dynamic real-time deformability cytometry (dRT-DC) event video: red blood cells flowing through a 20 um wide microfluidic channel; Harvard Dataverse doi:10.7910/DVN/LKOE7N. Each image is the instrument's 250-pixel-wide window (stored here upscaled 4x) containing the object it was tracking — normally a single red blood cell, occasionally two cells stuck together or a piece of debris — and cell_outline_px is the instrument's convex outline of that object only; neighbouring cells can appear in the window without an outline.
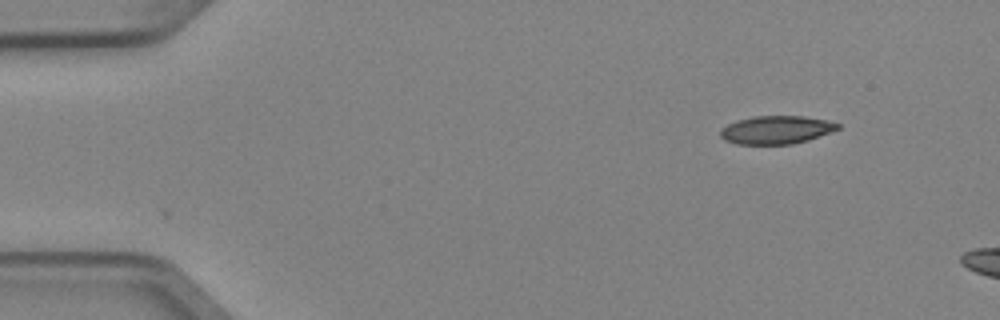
{"species": "Egyptian fruit bat (a non-hibernating species)", "species_latin": "Rousettus aegyptiacus", "temperature_condition": "cold", "stored_images_in_passage": 4, "camera_frame_rate_fps": 3000, "um_per_image_px": 0.085, "animal": {"sex": "female"}, "frame": {"image": 1, "passage_image": 1, "time_ms": 0.0, "image_size_px": [1000, 320], "cell_outline_px": [[840, 128], [808, 140], [792, 144], [736, 144], [724, 140], [720, 136], [720, 128], [728, 124], [740, 120], [756, 116], [804, 116], [824, 120], [840, 124]], "centroid_in_image_um": [65.95, 11.04], "position_along_channel_um": 19.0, "area_um2": 19.07}}